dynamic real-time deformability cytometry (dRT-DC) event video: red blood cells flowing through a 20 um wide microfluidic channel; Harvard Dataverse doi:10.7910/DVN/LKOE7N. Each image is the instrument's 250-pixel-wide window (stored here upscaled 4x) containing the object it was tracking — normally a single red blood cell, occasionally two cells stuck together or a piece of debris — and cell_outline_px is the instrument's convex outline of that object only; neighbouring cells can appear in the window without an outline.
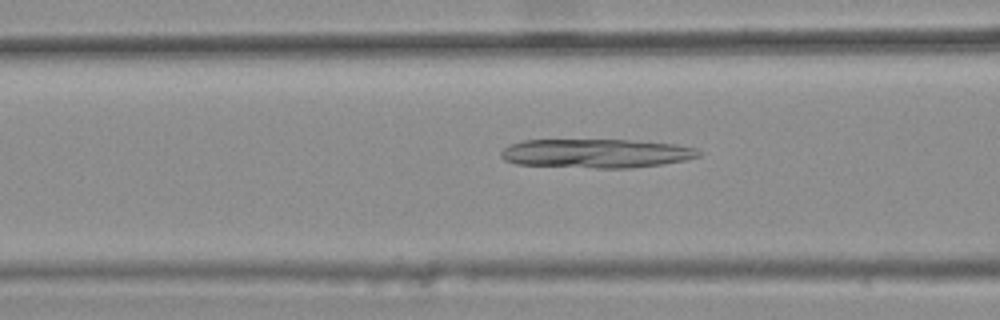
{"species": "common noctule bat (a hibernating species)", "species_latin": "Nyctalus noctula", "temperature_condition": "warm", "stored_images_in_passage": 32, "camera_frame_rate_fps": 3000, "um_per_image_px": 0.085, "animal": {"sex": "female", "body_mass_g": 25.1}, "frame": {"image": 1, "passage_image": 6, "time_ms": 1.667, "image_size_px": [1000, 320], "cell_outline_px": [[700, 156], [684, 160], [664, 164], [632, 168], [596, 168], [516, 164], [504, 160], [500, 156], [500, 152], [508, 144], [524, 140], [628, 140], [676, 144], [696, 148], [700, 152]], "centroid_in_image_um": [50.66, 13.04], "position_along_channel_um": 115.9, "area_um2": 33.47}}
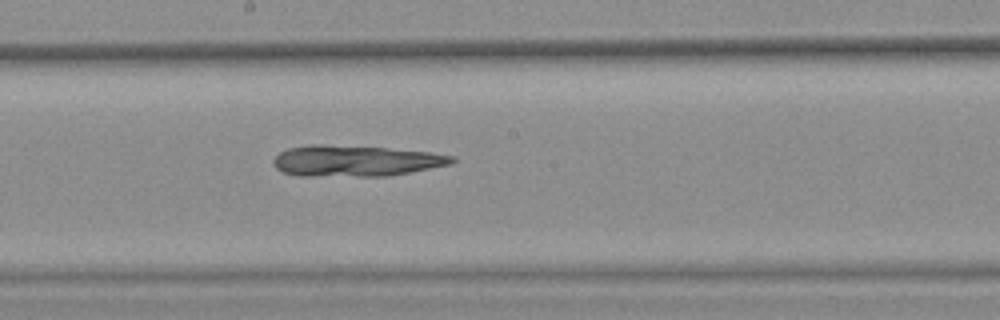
{"frame": {"image": 2, "passage_image": 14, "time_ms": 4.333, "image_size_px": [1000, 320], "cell_outline_px": [[456, 160], [452, 164], [388, 176], [300, 176], [284, 172], [276, 168], [272, 164], [272, 160], [280, 152], [288, 148], [308, 144], [324, 144], [384, 148], [428, 152], [456, 156]], "centroid_in_image_um": [30.19, 13.67], "position_along_channel_um": 218.0, "area_um2": 32.37}}
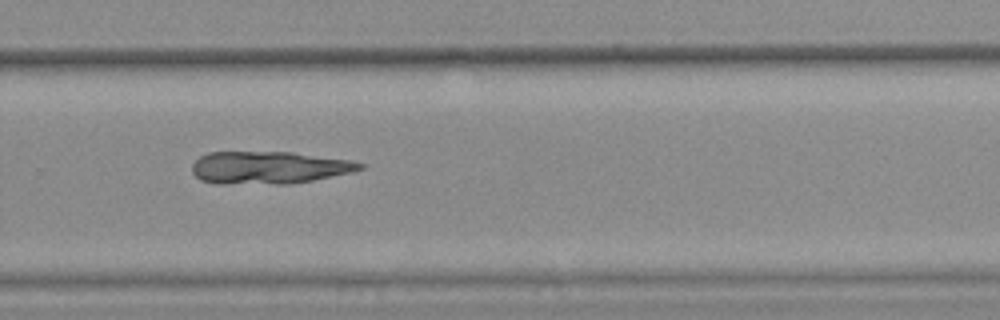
{"frame": {"image": 3, "passage_image": 21, "time_ms": 6.667, "image_size_px": [1000, 320], "cell_outline_px": [[364, 168], [352, 172], [312, 180], [288, 184], [216, 184], [200, 180], [192, 172], [192, 164], [200, 156], [208, 152], [292, 152], [352, 160], [364, 164]], "centroid_in_image_um": [22.83, 14.25], "position_along_channel_um": 307.0, "area_um2": 32.02}}